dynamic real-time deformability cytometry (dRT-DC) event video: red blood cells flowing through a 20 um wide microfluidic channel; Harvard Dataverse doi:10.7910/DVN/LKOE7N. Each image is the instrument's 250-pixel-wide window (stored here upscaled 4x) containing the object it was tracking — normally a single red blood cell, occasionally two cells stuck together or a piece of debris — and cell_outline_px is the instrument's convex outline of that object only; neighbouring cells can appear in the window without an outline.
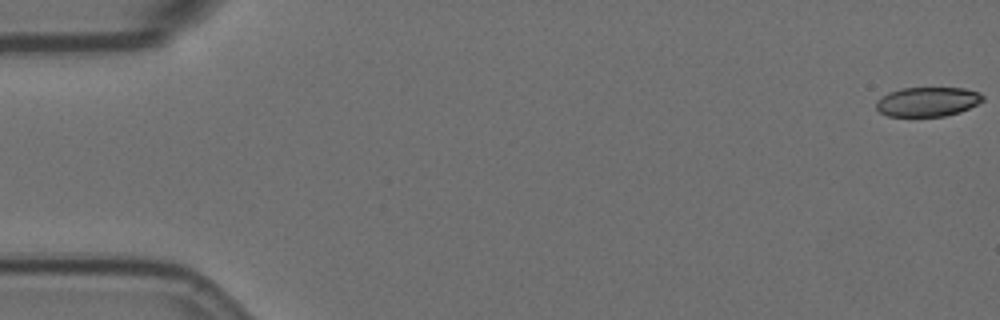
{"species": "Egyptian fruit bat (a non-hibernating species)", "species_latin": "Rousettus aegyptiacus", "temperature_condition": "room temperature", "stored_images_in_passage": 55, "camera_frame_rate_fps": 3000, "um_per_image_px": 0.085, "animal": {"sex": "female"}, "frame": {"image": 1, "passage_image": 1, "time_ms": 0.0, "image_size_px": [1000, 320], "cell_outline_px": [[984, 100], [960, 112], [944, 116], [888, 116], [880, 112], [876, 108], [876, 100], [888, 92], [900, 88], [964, 88], [980, 92], [984, 96]], "centroid_in_image_um": [78.83, 8.64], "position_along_channel_um": 6.2, "area_um2": 18.32}}
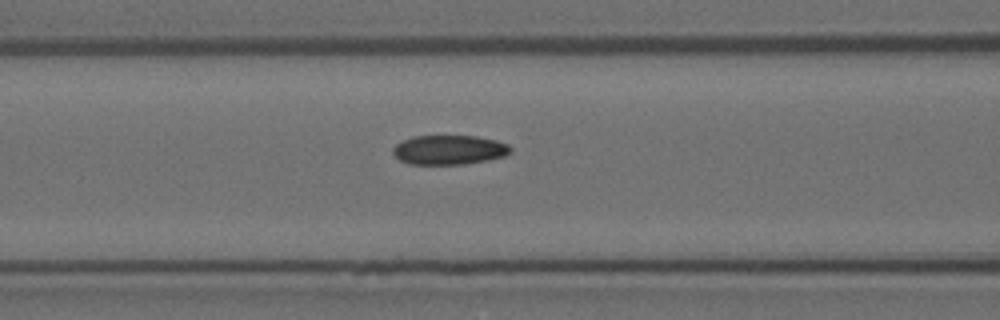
{"frame": {"image": 2, "passage_image": 24, "time_ms": 7.667, "image_size_px": [1000, 320], "cell_outline_px": [[512, 152], [504, 156], [488, 160], [464, 164], [408, 164], [400, 160], [392, 152], [392, 148], [396, 144], [412, 136], [476, 136], [496, 140], [508, 144], [512, 148]], "centroid_in_image_um": [38.19, 12.74], "position_along_channel_um": 128.4, "area_um2": 20.23}}
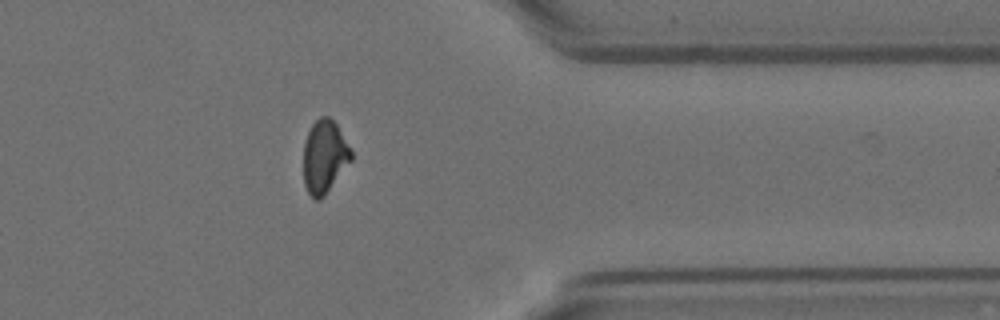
{"frame": {"image": 3, "passage_image": 47, "time_ms": 15.333, "image_size_px": [1000, 320], "cell_outline_px": [[352, 160], [324, 196], [320, 200], [316, 200], [308, 192], [304, 184], [304, 140], [312, 124], [320, 116], [328, 116], [336, 124], [352, 152]], "centroid_in_image_um": [27.57, 13.32], "position_along_channel_um": 383.8, "area_um2": 20.11}}